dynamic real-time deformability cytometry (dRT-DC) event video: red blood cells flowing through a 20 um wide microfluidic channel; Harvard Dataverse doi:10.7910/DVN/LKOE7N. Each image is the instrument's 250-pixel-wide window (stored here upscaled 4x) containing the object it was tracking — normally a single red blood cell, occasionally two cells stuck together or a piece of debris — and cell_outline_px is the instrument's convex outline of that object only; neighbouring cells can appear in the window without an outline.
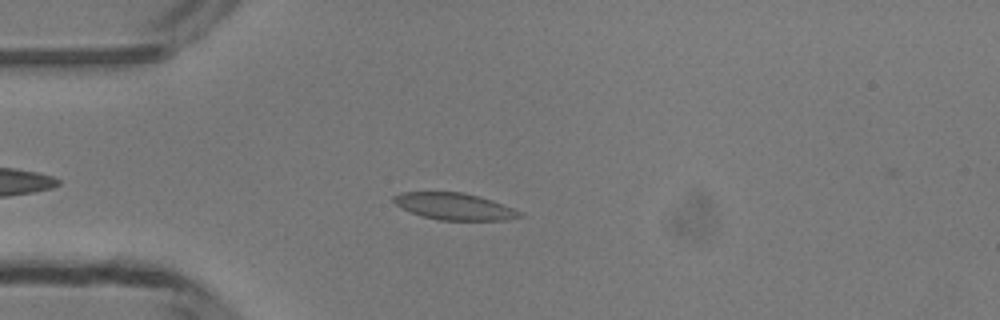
{"species": "common noctule bat (a hibernating species)", "species_latin": "Nyctalus noctula", "temperature_condition": "room temperature", "stored_images_in_passage": 43, "camera_frame_rate_fps": 3000, "um_per_image_px": 0.085, "animal": {"sex": "male", "body_mass_g": 13.3}, "frame": {"image": 1, "passage_image": 7, "time_ms": 2.0, "image_size_px": [1000, 320], "cell_outline_px": [[524, 216], [508, 220], [440, 220], [424, 216], [412, 212], [396, 204], [392, 200], [392, 196], [404, 192], [464, 192], [480, 196], [492, 200], [512, 208], [520, 212]], "centroid_in_image_um": [38.65, 17.54], "position_along_channel_um": 46.4, "area_um2": 19.48}}
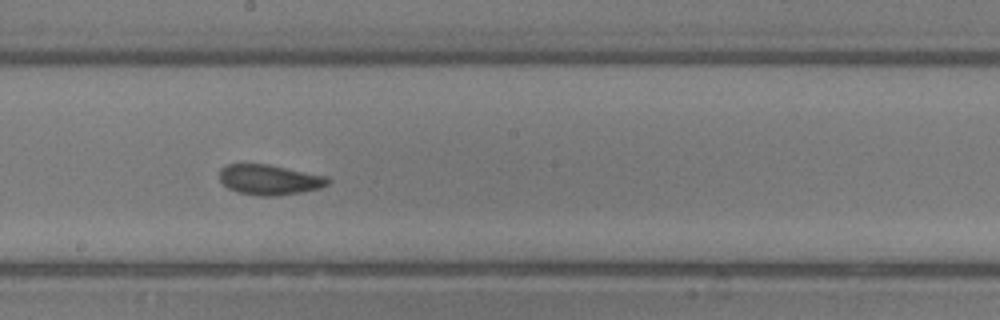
{"frame": {"image": 2, "passage_image": 21, "time_ms": 6.667, "image_size_px": [1000, 320], "cell_outline_px": [[332, 180], [328, 184], [320, 188], [300, 192], [276, 196], [260, 196], [236, 192], [228, 188], [220, 180], [220, 168], [228, 164], [268, 164], [328, 176]], "centroid_in_image_um": [22.92, 15.27], "position_along_channel_um": 225.3, "area_um2": 19.19}}
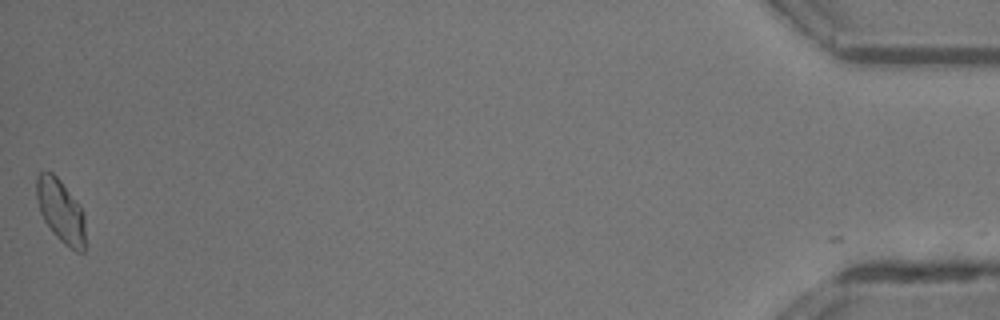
{"frame": {"image": 3, "passage_image": 43, "time_ms": 14.0, "image_size_px": [1000, 320], "cell_outline_px": [[84, 252], [76, 252], [64, 244], [52, 232], [44, 220], [40, 212], [36, 196], [36, 176], [40, 172], [52, 172], [60, 180], [80, 204], [84, 216]], "centroid_in_image_um": [5.16, 17.92], "position_along_channel_um": 430.0, "area_um2": 17.98}}